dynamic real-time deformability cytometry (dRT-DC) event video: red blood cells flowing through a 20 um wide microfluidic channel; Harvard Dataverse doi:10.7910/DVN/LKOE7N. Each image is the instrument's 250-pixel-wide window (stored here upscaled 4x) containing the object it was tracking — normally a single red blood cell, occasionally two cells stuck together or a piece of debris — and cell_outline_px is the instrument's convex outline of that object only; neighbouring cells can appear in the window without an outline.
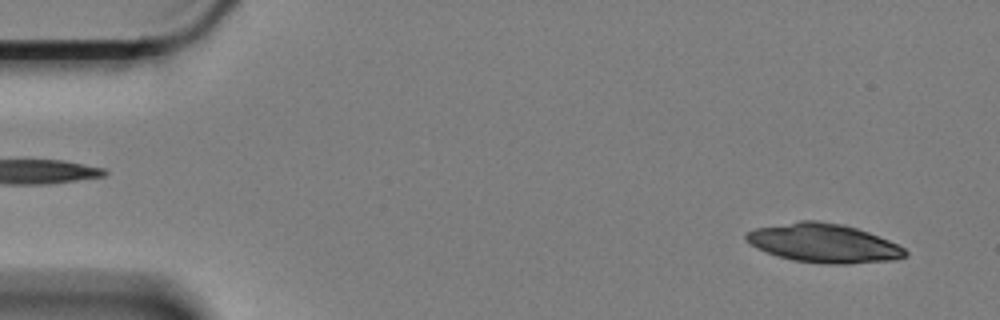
{"species": "Egyptian fruit bat (a non-hibernating species)", "species_latin": "Rousettus aegyptiacus", "temperature_condition": "cold", "stored_images_in_passage": 58, "camera_frame_rate_fps": 3000, "um_per_image_px": 0.085, "animal": {"sex": "female"}, "frame": {"image": 1, "passage_image": 3, "time_ms": 0.667, "image_size_px": [1000, 320], "cell_outline_px": [[908, 256], [892, 260], [848, 264], [824, 264], [792, 260], [756, 248], [744, 236], [748, 232], [756, 228], [800, 220], [816, 220], [844, 224], [868, 232], [888, 240], [904, 248], [908, 252]], "centroid_in_image_um": [70.04, 20.66], "position_along_channel_um": 15.0, "area_um2": 35.84}}